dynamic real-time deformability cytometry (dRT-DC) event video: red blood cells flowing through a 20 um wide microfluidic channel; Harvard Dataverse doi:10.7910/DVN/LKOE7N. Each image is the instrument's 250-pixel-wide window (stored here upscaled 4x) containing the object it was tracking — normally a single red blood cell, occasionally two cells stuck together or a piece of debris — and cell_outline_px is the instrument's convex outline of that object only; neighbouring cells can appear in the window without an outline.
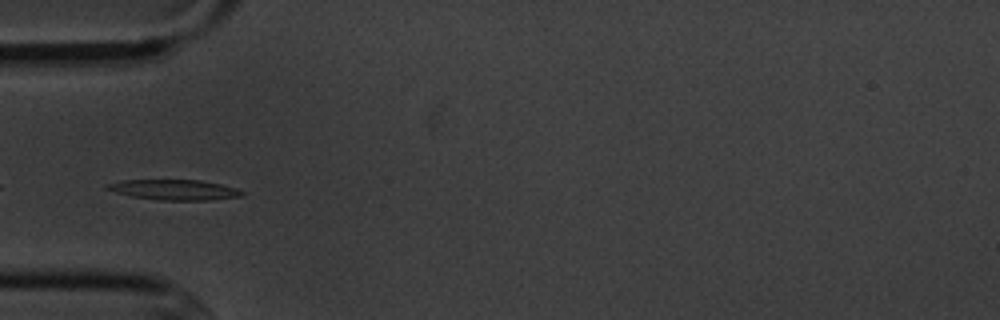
{"species": "common noctule bat (a hibernating species)", "species_latin": "Nyctalus noctula", "temperature_condition": "cold", "stored_images_in_passage": 6, "camera_frame_rate_fps": 3000, "um_per_image_px": 0.085, "animal": {"sex": "male", "body_mass_g": 20.1, "forearm_length_mm": 53.5}, "frame": {"image": 1, "passage_image": 4, "time_ms": 4.333, "image_size_px": [1000, 320], "cell_outline_px": [[244, 196], [208, 200], [160, 200], [132, 196], [116, 192], [104, 188], [104, 184], [120, 180], [200, 180], [220, 184], [236, 188], [244, 192]], "centroid_in_image_um": [14.8, 16.12], "position_along_channel_um": 70.2, "area_um2": 15.95}}
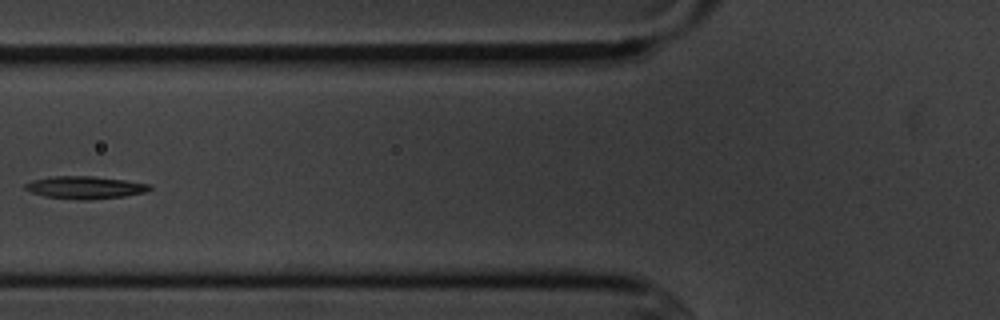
{"frame": {"image": 2, "passage_image": 5, "time_ms": 5.667, "image_size_px": [1000, 320], "cell_outline_px": [[152, 188], [144, 192], [124, 196], [88, 200], [80, 200], [44, 196], [32, 192], [24, 188], [24, 184], [32, 180], [52, 176], [92, 176], [124, 180], [152, 184]], "centroid_in_image_um": [7.22, 15.93], "position_along_channel_um": 118.6, "area_um2": 16.3}}
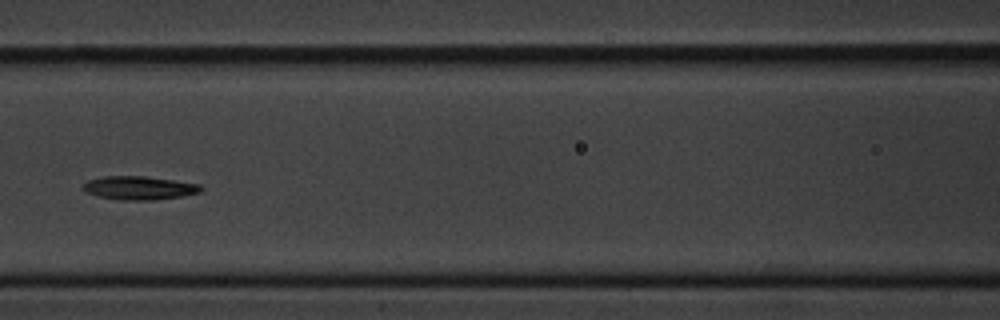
{"frame": {"image": 3, "passage_image": 6, "time_ms": 6.667, "image_size_px": [1000, 320], "cell_outline_px": [[204, 188], [200, 192], [180, 196], [152, 200], [124, 200], [100, 196], [88, 192], [80, 188], [88, 180], [104, 176], [144, 176], [200, 184]], "centroid_in_image_um": [11.84, 15.96], "position_along_channel_um": 154.8, "area_um2": 15.9}}